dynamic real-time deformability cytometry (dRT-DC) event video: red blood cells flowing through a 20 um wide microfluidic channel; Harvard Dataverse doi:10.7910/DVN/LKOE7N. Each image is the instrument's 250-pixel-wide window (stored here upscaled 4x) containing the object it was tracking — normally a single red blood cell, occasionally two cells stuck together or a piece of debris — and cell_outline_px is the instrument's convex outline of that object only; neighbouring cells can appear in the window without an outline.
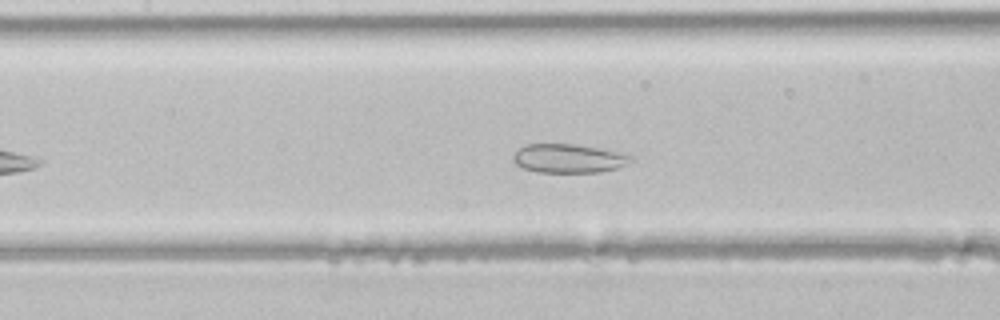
{"species": "common noctule bat (a hibernating species)", "species_latin": "Nyctalus noctula", "temperature_condition": "room temperature", "stored_images_in_passage": 36, "camera_frame_rate_fps": 3000, "um_per_image_px": 0.085, "animal": {"sex": "male", "body_mass_g": 21.5, "forearm_length_mm": 52.0}, "frame": {"image": 1, "passage_image": 11, "time_ms": 3.333, "image_size_px": [1000, 320], "cell_outline_px": [[632, 160], [628, 164], [616, 168], [600, 172], [536, 172], [524, 168], [516, 164], [512, 160], [512, 156], [524, 144], [576, 144], [600, 148], [632, 156]], "centroid_in_image_um": [48.3, 13.46], "position_along_channel_um": 159.1, "area_um2": 19.71}}